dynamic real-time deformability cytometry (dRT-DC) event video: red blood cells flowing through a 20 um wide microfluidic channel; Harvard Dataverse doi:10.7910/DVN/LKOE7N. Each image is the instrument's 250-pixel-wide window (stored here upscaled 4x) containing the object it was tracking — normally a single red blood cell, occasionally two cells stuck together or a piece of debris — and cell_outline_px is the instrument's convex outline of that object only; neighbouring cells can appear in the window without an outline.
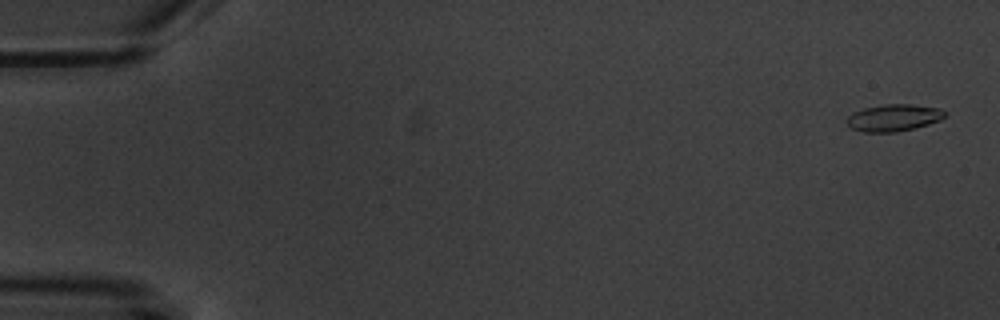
{"species": "common noctule bat (a hibernating species)", "species_latin": "Nyctalus noctula", "temperature_condition": "warm", "stored_images_in_passage": 8, "camera_frame_rate_fps": 3000, "um_per_image_px": 0.085, "animal": {"sex": "male", "body_mass_g": 20.1, "forearm_length_mm": 53.5}, "frame": {"image": 1, "passage_image": 1, "time_ms": 0.0, "image_size_px": [1000, 320], "cell_outline_px": [[948, 112], [940, 120], [928, 124], [896, 132], [864, 132], [852, 128], [848, 124], [848, 116], [852, 112], [864, 108], [884, 104], [912, 104], [940, 108]], "centroid_in_image_um": [75.98, 9.99], "position_along_channel_um": 9.0, "area_um2": 15.32}}
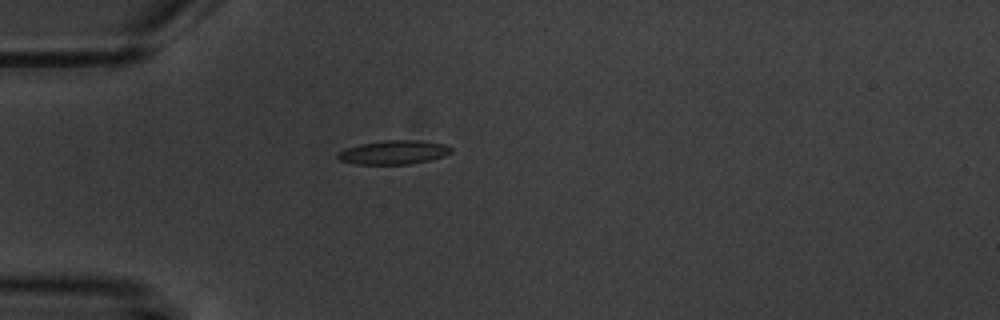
{"frame": {"image": 2, "passage_image": 5, "time_ms": 5.0, "image_size_px": [1000, 320], "cell_outline_px": [[452, 152], [432, 160], [408, 164], [352, 164], [340, 160], [336, 156], [344, 148], [360, 144], [384, 140], [420, 140], [444, 144], [452, 148]], "centroid_in_image_um": [33.46, 12.95], "position_along_channel_um": 51.5, "area_um2": 15.84}}